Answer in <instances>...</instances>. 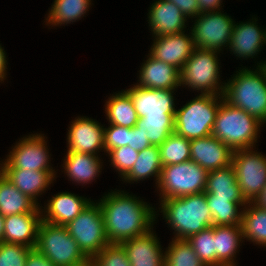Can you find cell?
<instances>
[{"label":"cell","mask_w":266,"mask_h":266,"mask_svg":"<svg viewBox=\"0 0 266 266\" xmlns=\"http://www.w3.org/2000/svg\"><path fill=\"white\" fill-rule=\"evenodd\" d=\"M139 151L132 149L130 146L115 148L108 153L109 163L118 172L122 179L133 167L138 159Z\"/></svg>","instance_id":"74e56055"},{"label":"cell","mask_w":266,"mask_h":266,"mask_svg":"<svg viewBox=\"0 0 266 266\" xmlns=\"http://www.w3.org/2000/svg\"><path fill=\"white\" fill-rule=\"evenodd\" d=\"M39 209L40 206L20 192L0 172V214L3 217L22 213H36Z\"/></svg>","instance_id":"83f0119b"},{"label":"cell","mask_w":266,"mask_h":266,"mask_svg":"<svg viewBox=\"0 0 266 266\" xmlns=\"http://www.w3.org/2000/svg\"><path fill=\"white\" fill-rule=\"evenodd\" d=\"M187 241L191 244L196 255L206 266H216L214 226H210L192 235Z\"/></svg>","instance_id":"d590c367"},{"label":"cell","mask_w":266,"mask_h":266,"mask_svg":"<svg viewBox=\"0 0 266 266\" xmlns=\"http://www.w3.org/2000/svg\"><path fill=\"white\" fill-rule=\"evenodd\" d=\"M31 249L20 244L0 243V266H25Z\"/></svg>","instance_id":"f35d334b"},{"label":"cell","mask_w":266,"mask_h":266,"mask_svg":"<svg viewBox=\"0 0 266 266\" xmlns=\"http://www.w3.org/2000/svg\"><path fill=\"white\" fill-rule=\"evenodd\" d=\"M194 19V21H193ZM195 48L222 52L228 49L235 20L222 10L203 12L191 19Z\"/></svg>","instance_id":"30bf717a"},{"label":"cell","mask_w":266,"mask_h":266,"mask_svg":"<svg viewBox=\"0 0 266 266\" xmlns=\"http://www.w3.org/2000/svg\"><path fill=\"white\" fill-rule=\"evenodd\" d=\"M243 242L241 225L214 226L216 266H237L235 259Z\"/></svg>","instance_id":"d4e9b609"},{"label":"cell","mask_w":266,"mask_h":266,"mask_svg":"<svg viewBox=\"0 0 266 266\" xmlns=\"http://www.w3.org/2000/svg\"><path fill=\"white\" fill-rule=\"evenodd\" d=\"M205 196L213 226L241 225L242 212L246 205H238L228 199L215 198L212 193H205Z\"/></svg>","instance_id":"1f68e13d"},{"label":"cell","mask_w":266,"mask_h":266,"mask_svg":"<svg viewBox=\"0 0 266 266\" xmlns=\"http://www.w3.org/2000/svg\"><path fill=\"white\" fill-rule=\"evenodd\" d=\"M241 228L243 240L266 247V209L248 202L243 208Z\"/></svg>","instance_id":"4dcf8cb0"},{"label":"cell","mask_w":266,"mask_h":266,"mask_svg":"<svg viewBox=\"0 0 266 266\" xmlns=\"http://www.w3.org/2000/svg\"><path fill=\"white\" fill-rule=\"evenodd\" d=\"M149 30L153 37L186 31L188 19L181 10L168 0H154L148 13Z\"/></svg>","instance_id":"d6986e66"},{"label":"cell","mask_w":266,"mask_h":266,"mask_svg":"<svg viewBox=\"0 0 266 266\" xmlns=\"http://www.w3.org/2000/svg\"><path fill=\"white\" fill-rule=\"evenodd\" d=\"M25 266H55L44 254L32 248L26 258Z\"/></svg>","instance_id":"7bdbcfd3"},{"label":"cell","mask_w":266,"mask_h":266,"mask_svg":"<svg viewBox=\"0 0 266 266\" xmlns=\"http://www.w3.org/2000/svg\"><path fill=\"white\" fill-rule=\"evenodd\" d=\"M128 145L129 128L112 124L104 127V149L106 156L111 150Z\"/></svg>","instance_id":"ab89813d"},{"label":"cell","mask_w":266,"mask_h":266,"mask_svg":"<svg viewBox=\"0 0 266 266\" xmlns=\"http://www.w3.org/2000/svg\"><path fill=\"white\" fill-rule=\"evenodd\" d=\"M132 149L141 151L151 146L148 139L137 129V127L129 128V145Z\"/></svg>","instance_id":"b9f144b4"},{"label":"cell","mask_w":266,"mask_h":266,"mask_svg":"<svg viewBox=\"0 0 266 266\" xmlns=\"http://www.w3.org/2000/svg\"><path fill=\"white\" fill-rule=\"evenodd\" d=\"M126 192L111 190L97 201L110 243L120 244L122 241L146 234L154 228V222L157 221V209L153 208L152 204Z\"/></svg>","instance_id":"6da1fadb"},{"label":"cell","mask_w":266,"mask_h":266,"mask_svg":"<svg viewBox=\"0 0 266 266\" xmlns=\"http://www.w3.org/2000/svg\"><path fill=\"white\" fill-rule=\"evenodd\" d=\"M220 52L195 48L179 70V86L199 94L223 96L225 82L220 80Z\"/></svg>","instance_id":"5b68a950"},{"label":"cell","mask_w":266,"mask_h":266,"mask_svg":"<svg viewBox=\"0 0 266 266\" xmlns=\"http://www.w3.org/2000/svg\"><path fill=\"white\" fill-rule=\"evenodd\" d=\"M92 201L90 198L87 199L75 193L59 192L47 200L44 207L40 206L42 220L50 224L66 226Z\"/></svg>","instance_id":"e0dca14e"},{"label":"cell","mask_w":266,"mask_h":266,"mask_svg":"<svg viewBox=\"0 0 266 266\" xmlns=\"http://www.w3.org/2000/svg\"><path fill=\"white\" fill-rule=\"evenodd\" d=\"M93 0H54L45 18L46 26L59 27L79 21L90 10Z\"/></svg>","instance_id":"f1b7e54d"},{"label":"cell","mask_w":266,"mask_h":266,"mask_svg":"<svg viewBox=\"0 0 266 266\" xmlns=\"http://www.w3.org/2000/svg\"><path fill=\"white\" fill-rule=\"evenodd\" d=\"M231 165L242 196L254 202L266 185V154L252 148L233 151Z\"/></svg>","instance_id":"8fae6325"},{"label":"cell","mask_w":266,"mask_h":266,"mask_svg":"<svg viewBox=\"0 0 266 266\" xmlns=\"http://www.w3.org/2000/svg\"><path fill=\"white\" fill-rule=\"evenodd\" d=\"M4 220H5V217H3L0 214V243L3 242L4 228H5Z\"/></svg>","instance_id":"7dc6e473"},{"label":"cell","mask_w":266,"mask_h":266,"mask_svg":"<svg viewBox=\"0 0 266 266\" xmlns=\"http://www.w3.org/2000/svg\"><path fill=\"white\" fill-rule=\"evenodd\" d=\"M35 248L55 266H76L88 260L66 226L41 221Z\"/></svg>","instance_id":"ba28073f"},{"label":"cell","mask_w":266,"mask_h":266,"mask_svg":"<svg viewBox=\"0 0 266 266\" xmlns=\"http://www.w3.org/2000/svg\"><path fill=\"white\" fill-rule=\"evenodd\" d=\"M204 192L212 193L215 198L236 202L238 205L248 203L242 196L232 165L208 172Z\"/></svg>","instance_id":"484cf974"},{"label":"cell","mask_w":266,"mask_h":266,"mask_svg":"<svg viewBox=\"0 0 266 266\" xmlns=\"http://www.w3.org/2000/svg\"><path fill=\"white\" fill-rule=\"evenodd\" d=\"M156 211L174 232L173 239L187 240L192 235L213 226L205 192L183 197L167 198L159 201ZM158 213V214H157Z\"/></svg>","instance_id":"7a4b0ae2"},{"label":"cell","mask_w":266,"mask_h":266,"mask_svg":"<svg viewBox=\"0 0 266 266\" xmlns=\"http://www.w3.org/2000/svg\"><path fill=\"white\" fill-rule=\"evenodd\" d=\"M200 13L222 10L223 0H197Z\"/></svg>","instance_id":"ee69618b"},{"label":"cell","mask_w":266,"mask_h":266,"mask_svg":"<svg viewBox=\"0 0 266 266\" xmlns=\"http://www.w3.org/2000/svg\"><path fill=\"white\" fill-rule=\"evenodd\" d=\"M165 266H206L187 240L173 239L165 249Z\"/></svg>","instance_id":"e575fe53"},{"label":"cell","mask_w":266,"mask_h":266,"mask_svg":"<svg viewBox=\"0 0 266 266\" xmlns=\"http://www.w3.org/2000/svg\"><path fill=\"white\" fill-rule=\"evenodd\" d=\"M175 116L139 118L135 127L148 139L151 145H161L174 132Z\"/></svg>","instance_id":"d6a6232c"},{"label":"cell","mask_w":266,"mask_h":266,"mask_svg":"<svg viewBox=\"0 0 266 266\" xmlns=\"http://www.w3.org/2000/svg\"><path fill=\"white\" fill-rule=\"evenodd\" d=\"M257 19L252 16L251 20L234 24L228 49L240 60L256 58L266 46V27L258 26Z\"/></svg>","instance_id":"2e32d148"},{"label":"cell","mask_w":266,"mask_h":266,"mask_svg":"<svg viewBox=\"0 0 266 266\" xmlns=\"http://www.w3.org/2000/svg\"><path fill=\"white\" fill-rule=\"evenodd\" d=\"M159 237L151 229L148 233L122 241L131 266H165V251Z\"/></svg>","instance_id":"ffe728a7"},{"label":"cell","mask_w":266,"mask_h":266,"mask_svg":"<svg viewBox=\"0 0 266 266\" xmlns=\"http://www.w3.org/2000/svg\"><path fill=\"white\" fill-rule=\"evenodd\" d=\"M149 49L153 58L170 64L180 70L195 49L191 33H175L165 36H155Z\"/></svg>","instance_id":"9a60e30c"},{"label":"cell","mask_w":266,"mask_h":266,"mask_svg":"<svg viewBox=\"0 0 266 266\" xmlns=\"http://www.w3.org/2000/svg\"><path fill=\"white\" fill-rule=\"evenodd\" d=\"M264 125L240 108L231 106L224 99L216 114L212 136L225 143L231 150L252 148L258 143L260 128Z\"/></svg>","instance_id":"277c9868"},{"label":"cell","mask_w":266,"mask_h":266,"mask_svg":"<svg viewBox=\"0 0 266 266\" xmlns=\"http://www.w3.org/2000/svg\"><path fill=\"white\" fill-rule=\"evenodd\" d=\"M208 172L194 161L163 166L156 189L159 201L205 191Z\"/></svg>","instance_id":"52a82bcc"},{"label":"cell","mask_w":266,"mask_h":266,"mask_svg":"<svg viewBox=\"0 0 266 266\" xmlns=\"http://www.w3.org/2000/svg\"><path fill=\"white\" fill-rule=\"evenodd\" d=\"M0 172L24 195L38 206V197L50 189L57 178L56 171H35L26 169H0ZM50 186V187H49Z\"/></svg>","instance_id":"44dd1931"},{"label":"cell","mask_w":266,"mask_h":266,"mask_svg":"<svg viewBox=\"0 0 266 266\" xmlns=\"http://www.w3.org/2000/svg\"><path fill=\"white\" fill-rule=\"evenodd\" d=\"M6 51L4 50V48L2 47V45L0 44V83L4 82V80H6L7 77V65H8V59L6 56Z\"/></svg>","instance_id":"f6af8a7d"},{"label":"cell","mask_w":266,"mask_h":266,"mask_svg":"<svg viewBox=\"0 0 266 266\" xmlns=\"http://www.w3.org/2000/svg\"><path fill=\"white\" fill-rule=\"evenodd\" d=\"M76 266H93L92 259H88L87 261Z\"/></svg>","instance_id":"c3c4849f"},{"label":"cell","mask_w":266,"mask_h":266,"mask_svg":"<svg viewBox=\"0 0 266 266\" xmlns=\"http://www.w3.org/2000/svg\"><path fill=\"white\" fill-rule=\"evenodd\" d=\"M67 152L99 155L104 151V126L99 121L86 116H77L69 124Z\"/></svg>","instance_id":"5bb4252c"},{"label":"cell","mask_w":266,"mask_h":266,"mask_svg":"<svg viewBox=\"0 0 266 266\" xmlns=\"http://www.w3.org/2000/svg\"><path fill=\"white\" fill-rule=\"evenodd\" d=\"M190 141L176 132L171 133L159 145L162 166L179 164L191 160Z\"/></svg>","instance_id":"836d02e7"},{"label":"cell","mask_w":266,"mask_h":266,"mask_svg":"<svg viewBox=\"0 0 266 266\" xmlns=\"http://www.w3.org/2000/svg\"><path fill=\"white\" fill-rule=\"evenodd\" d=\"M66 228L88 259H92L110 244L104 217L98 202L92 201Z\"/></svg>","instance_id":"9c48e42d"},{"label":"cell","mask_w":266,"mask_h":266,"mask_svg":"<svg viewBox=\"0 0 266 266\" xmlns=\"http://www.w3.org/2000/svg\"><path fill=\"white\" fill-rule=\"evenodd\" d=\"M260 208L266 209V185L260 195L253 202Z\"/></svg>","instance_id":"bcb514c9"},{"label":"cell","mask_w":266,"mask_h":266,"mask_svg":"<svg viewBox=\"0 0 266 266\" xmlns=\"http://www.w3.org/2000/svg\"><path fill=\"white\" fill-rule=\"evenodd\" d=\"M41 133L29 134L20 138L12 146L5 160L0 161V169H26L35 171H55L50 163V153Z\"/></svg>","instance_id":"7c38bea8"},{"label":"cell","mask_w":266,"mask_h":266,"mask_svg":"<svg viewBox=\"0 0 266 266\" xmlns=\"http://www.w3.org/2000/svg\"><path fill=\"white\" fill-rule=\"evenodd\" d=\"M256 65H257V67H264L266 70V60L265 61L261 60L258 63H256L255 66Z\"/></svg>","instance_id":"681fc988"},{"label":"cell","mask_w":266,"mask_h":266,"mask_svg":"<svg viewBox=\"0 0 266 266\" xmlns=\"http://www.w3.org/2000/svg\"><path fill=\"white\" fill-rule=\"evenodd\" d=\"M104 106L108 124L133 128L139 119L130 95L125 90L115 92L112 96L110 94Z\"/></svg>","instance_id":"f546056e"},{"label":"cell","mask_w":266,"mask_h":266,"mask_svg":"<svg viewBox=\"0 0 266 266\" xmlns=\"http://www.w3.org/2000/svg\"><path fill=\"white\" fill-rule=\"evenodd\" d=\"M223 96L197 94L175 112L174 132L192 140L212 134Z\"/></svg>","instance_id":"8992f818"},{"label":"cell","mask_w":266,"mask_h":266,"mask_svg":"<svg viewBox=\"0 0 266 266\" xmlns=\"http://www.w3.org/2000/svg\"><path fill=\"white\" fill-rule=\"evenodd\" d=\"M124 90L130 95L139 118L175 116L177 107L173 95L177 89H151L133 84Z\"/></svg>","instance_id":"4fadbf2b"},{"label":"cell","mask_w":266,"mask_h":266,"mask_svg":"<svg viewBox=\"0 0 266 266\" xmlns=\"http://www.w3.org/2000/svg\"><path fill=\"white\" fill-rule=\"evenodd\" d=\"M225 82L224 100L266 123V70L242 66Z\"/></svg>","instance_id":"3957f363"},{"label":"cell","mask_w":266,"mask_h":266,"mask_svg":"<svg viewBox=\"0 0 266 266\" xmlns=\"http://www.w3.org/2000/svg\"><path fill=\"white\" fill-rule=\"evenodd\" d=\"M93 266H131L127 253L118 243L108 244L92 258Z\"/></svg>","instance_id":"8d00e7d4"},{"label":"cell","mask_w":266,"mask_h":266,"mask_svg":"<svg viewBox=\"0 0 266 266\" xmlns=\"http://www.w3.org/2000/svg\"><path fill=\"white\" fill-rule=\"evenodd\" d=\"M141 64L137 86L151 89H178L179 70L174 66L159 61L149 54Z\"/></svg>","instance_id":"603a6c76"},{"label":"cell","mask_w":266,"mask_h":266,"mask_svg":"<svg viewBox=\"0 0 266 266\" xmlns=\"http://www.w3.org/2000/svg\"><path fill=\"white\" fill-rule=\"evenodd\" d=\"M174 3L189 20L200 14L197 0H168Z\"/></svg>","instance_id":"60d3db41"},{"label":"cell","mask_w":266,"mask_h":266,"mask_svg":"<svg viewBox=\"0 0 266 266\" xmlns=\"http://www.w3.org/2000/svg\"><path fill=\"white\" fill-rule=\"evenodd\" d=\"M62 168L68 181L78 185L92 184L100 176L103 168V160L99 155L79 152H66ZM97 177V178H96Z\"/></svg>","instance_id":"cb8c5ba5"},{"label":"cell","mask_w":266,"mask_h":266,"mask_svg":"<svg viewBox=\"0 0 266 266\" xmlns=\"http://www.w3.org/2000/svg\"><path fill=\"white\" fill-rule=\"evenodd\" d=\"M162 167L159 146L151 145L139 151L138 159L121 181L132 184L134 182L139 183L146 179L149 180L150 177H153L155 185L157 186Z\"/></svg>","instance_id":"4316f807"},{"label":"cell","mask_w":266,"mask_h":266,"mask_svg":"<svg viewBox=\"0 0 266 266\" xmlns=\"http://www.w3.org/2000/svg\"><path fill=\"white\" fill-rule=\"evenodd\" d=\"M41 221V208L36 213L14 214L5 217L3 242L35 248Z\"/></svg>","instance_id":"7402d4cb"},{"label":"cell","mask_w":266,"mask_h":266,"mask_svg":"<svg viewBox=\"0 0 266 266\" xmlns=\"http://www.w3.org/2000/svg\"><path fill=\"white\" fill-rule=\"evenodd\" d=\"M191 161L207 172L231 165L233 150L218 138L209 135L190 141Z\"/></svg>","instance_id":"ac0fdd59"}]
</instances>
